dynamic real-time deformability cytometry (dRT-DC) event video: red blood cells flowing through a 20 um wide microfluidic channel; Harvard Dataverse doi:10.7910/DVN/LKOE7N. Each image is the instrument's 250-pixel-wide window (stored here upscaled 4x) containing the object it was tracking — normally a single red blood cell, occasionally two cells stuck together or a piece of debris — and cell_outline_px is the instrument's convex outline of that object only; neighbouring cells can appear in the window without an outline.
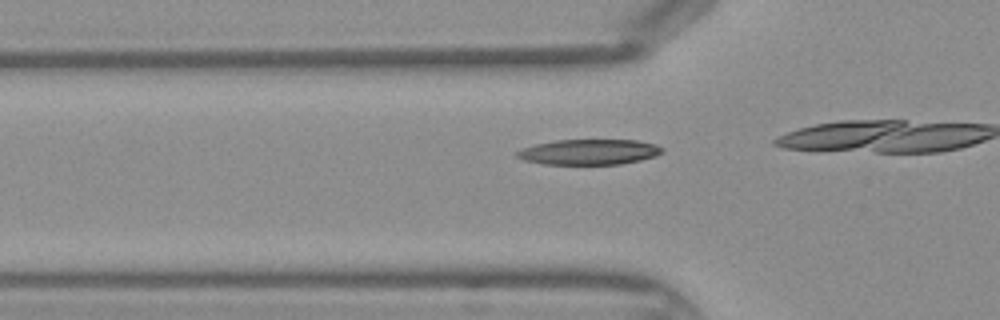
{"species": "Egyptian fruit bat (a non-hibernating species)", "species_latin": "Rousettus aegyptiacus", "temperature_condition": "warm", "stored_images_in_passage": 5, "camera_frame_rate_fps": 3000, "um_per_image_px": 0.085, "frame": {"image": 1, "passage_image": 3, "time_ms": 0.667, "image_size_px": [1000, 320], "cell_outline_px": [[664, 152], [656, 156], [640, 160], [620, 164], [544, 164], [524, 160], [516, 156], [516, 152], [524, 148], [536, 144], [556, 140], [636, 140], [656, 144], [664, 148]], "centroid_in_image_um": [50.12, 12.91], "position_along_channel_um": 75.7, "area_um2": 21.44}}